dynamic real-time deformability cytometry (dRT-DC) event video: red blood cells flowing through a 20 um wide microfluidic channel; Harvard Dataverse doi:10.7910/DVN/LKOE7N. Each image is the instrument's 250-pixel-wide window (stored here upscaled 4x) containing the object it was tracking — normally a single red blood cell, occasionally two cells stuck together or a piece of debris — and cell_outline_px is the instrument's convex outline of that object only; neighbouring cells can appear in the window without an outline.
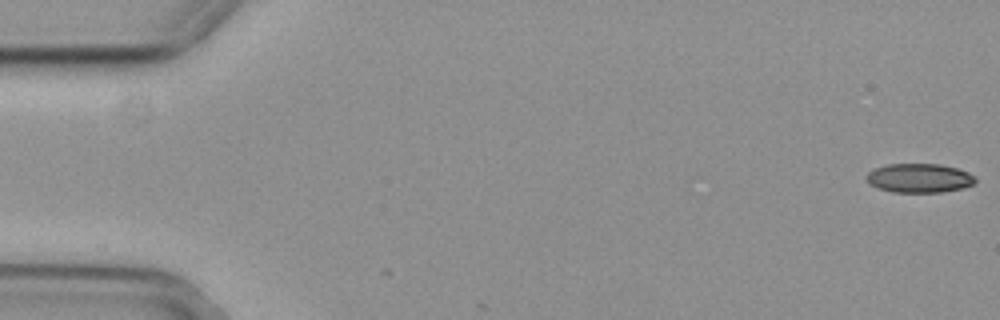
{"species": "common noctule bat (a hibernating species)", "species_latin": "Nyctalus noctula", "temperature_condition": "cold", "stored_images_in_passage": 3, "camera_frame_rate_fps": 3000, "um_per_image_px": 0.085, "animal": {"sex": "female", "body_mass_g": 29.2, "forearm_length_mm": 56.3}, "frame": {"image": 1, "passage_image": 1, "time_ms": 0.0, "image_size_px": [1000, 320], "cell_outline_px": [[976, 180], [972, 184], [960, 188], [940, 192], [892, 192], [876, 188], [868, 184], [864, 176], [868, 172], [876, 168], [888, 164], [940, 164], [960, 168], [976, 176]], "centroid_in_image_um": [78.1, 15.13], "position_along_channel_um": 6.9, "area_um2": 18.61}}